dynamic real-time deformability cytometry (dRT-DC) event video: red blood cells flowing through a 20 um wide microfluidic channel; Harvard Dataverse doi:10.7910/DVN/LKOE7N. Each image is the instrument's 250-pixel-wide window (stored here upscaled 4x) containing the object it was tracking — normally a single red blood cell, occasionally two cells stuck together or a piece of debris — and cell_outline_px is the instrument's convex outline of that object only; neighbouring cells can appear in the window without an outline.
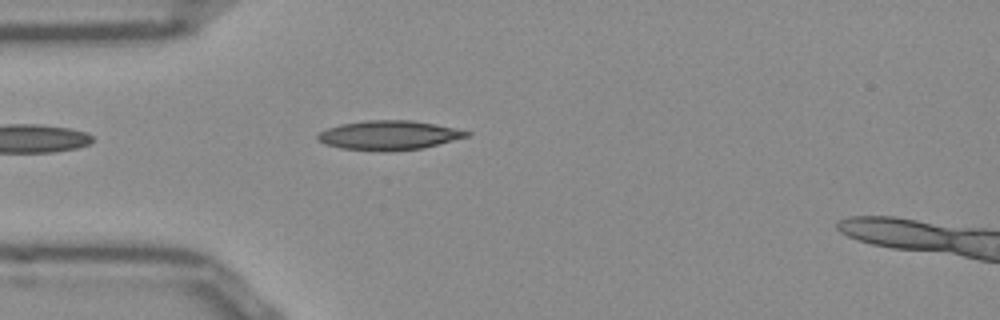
{"species": "Egyptian fruit bat (a non-hibernating species)", "species_latin": "Rousettus aegyptiacus", "temperature_condition": "room temperature", "stored_images_in_passage": 14, "camera_frame_rate_fps": 3000, "um_per_image_px": 0.085, "frame": {"image": 1, "passage_image": 1, "time_ms": 0.0, "image_size_px": [1000, 320], "cell_outline_px": [[472, 132], [468, 136], [424, 148], [384, 152], [380, 152], [340, 148], [324, 144], [316, 140], [316, 136], [320, 132], [328, 128], [340, 124], [364, 120], [412, 120], [436, 124]], "centroid_in_image_um": [33.02, 11.5], "position_along_channel_um": 52.0, "area_um2": 25.66}}
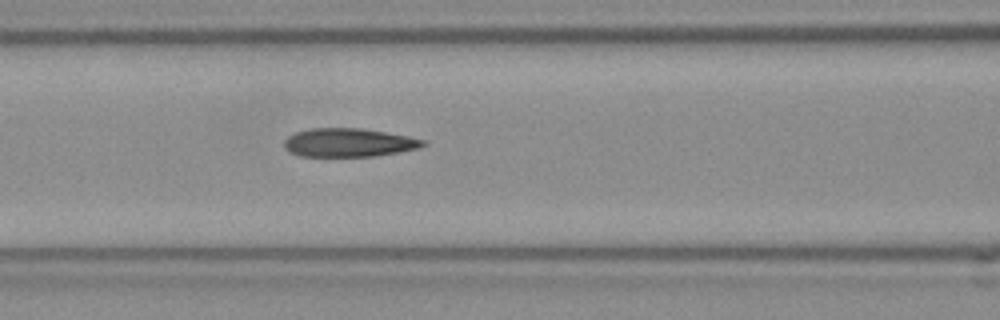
{"frame": {"image": 2, "passage_image": 8, "time_ms": 2.333, "image_size_px": [1000, 320], "cell_outline_px": [[428, 144], [420, 148], [400, 152], [376, 156], [300, 156], [284, 148], [284, 140], [288, 136], [296, 132], [312, 128], [364, 128], [408, 136], [428, 140]], "centroid_in_image_um": [29.71, 12.12], "position_along_channel_um": 136.9, "area_um2": 23.29}}
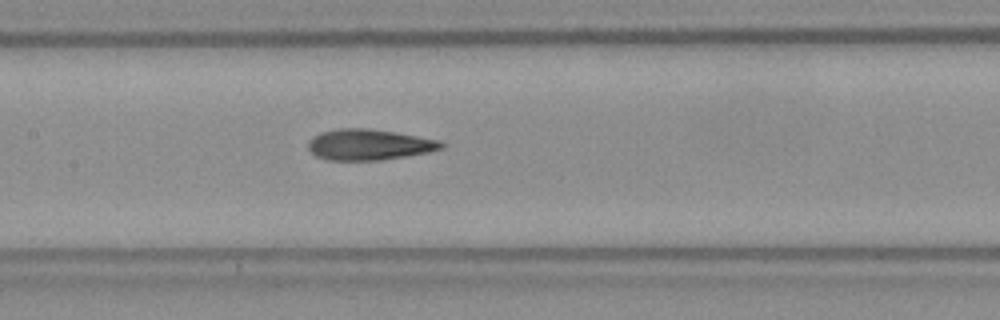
{"frame": {"image": 3, "passage_image": 11, "time_ms": 3.333, "image_size_px": [1000, 320], "cell_outline_px": [[448, 144], [444, 148], [428, 152], [408, 156], [380, 160], [328, 160], [316, 156], [308, 148], [308, 140], [320, 132], [340, 128], [368, 128], [396, 132], [440, 140]], "centroid_in_image_um": [31.4, 12.29], "position_along_channel_um": 176.0, "area_um2": 24.16}}